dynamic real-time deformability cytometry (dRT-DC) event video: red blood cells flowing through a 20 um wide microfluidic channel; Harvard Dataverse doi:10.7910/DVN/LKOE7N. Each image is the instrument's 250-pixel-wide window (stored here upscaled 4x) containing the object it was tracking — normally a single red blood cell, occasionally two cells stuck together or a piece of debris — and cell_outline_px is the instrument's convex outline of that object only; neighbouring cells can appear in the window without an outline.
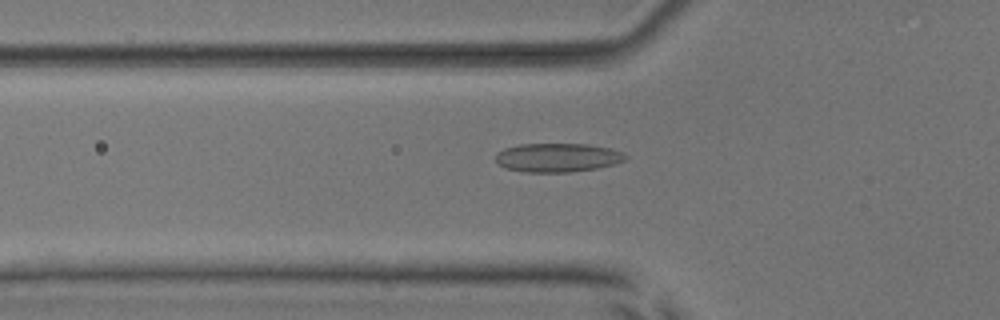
{"species": "common noctule bat (a hibernating species)", "species_latin": "Nyctalus noctula", "temperature_condition": "room temperature", "stored_images_in_passage": 54, "camera_frame_rate_fps": 3000, "um_per_image_px": 0.085, "animal": {"sex": "male", "body_mass_g": 17.9, "forearm_length_mm": 54.2}, "frame": {"image": 1, "passage_image": 19, "time_ms": 6.0, "image_size_px": [1000, 320], "cell_outline_px": [[628, 156], [624, 160], [612, 164], [596, 168], [568, 172], [528, 172], [508, 168], [500, 164], [496, 160], [496, 152], [504, 148], [520, 144], [588, 144], [612, 148], [624, 152]], "centroid_in_image_um": [47.41, 13.38], "position_along_channel_um": 78.4, "area_um2": 21.68}}
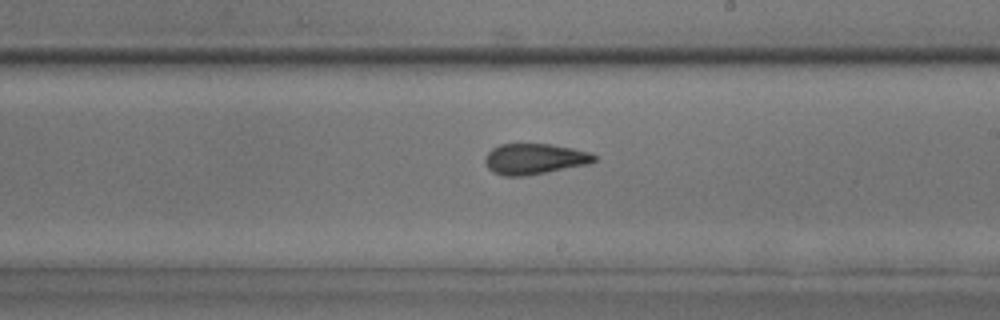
{"frame": {"image": 2, "passage_image": 32, "time_ms": 10.333, "image_size_px": [1000, 320], "cell_outline_px": [[596, 160], [588, 164], [524, 176], [504, 176], [492, 172], [488, 168], [484, 160], [488, 152], [492, 148], [500, 144], [552, 144], [572, 148], [588, 152], [596, 156]], "centroid_in_image_um": [45.4, 13.5], "position_along_channel_um": 243.6, "area_um2": 19.42}}
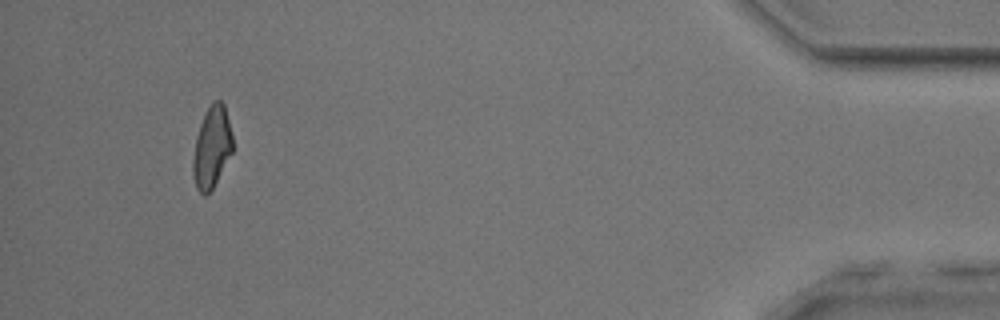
{"frame": {"image": 3, "passage_image": 51, "time_ms": 16.667, "image_size_px": [1000, 320], "cell_outline_px": [[232, 152], [212, 188], [204, 196], [196, 188], [192, 172], [192, 160], [196, 136], [200, 124], [212, 100], [220, 100], [224, 104], [232, 136]], "centroid_in_image_um": [17.98, 12.51], "position_along_channel_um": 417.2, "area_um2": 18.55}, "authors_computed_cell_mechanics": {"area_um2": 20.0277, "velocity_mm_per_s": 3.8145, "shape_relaxation_time_tau1_ms": 10.5659, "shape_relaxation_time_tau2_ms": 2.1163, "deformation_change_tau1": 0.2097, "deformation_change_tau2": 0.0867}}